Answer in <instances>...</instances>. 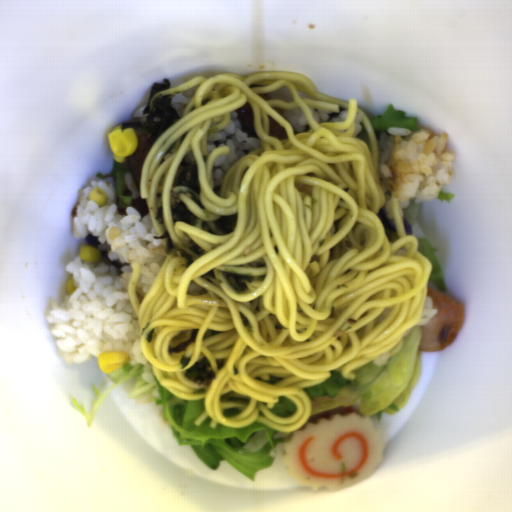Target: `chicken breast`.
Masks as SVG:
<instances>
[{
    "mask_svg": "<svg viewBox=\"0 0 512 512\" xmlns=\"http://www.w3.org/2000/svg\"><path fill=\"white\" fill-rule=\"evenodd\" d=\"M426 296L431 297L432 306L437 309V315L426 325H420L423 336L419 350L420 352H439L450 346L460 335L465 321L464 306L428 285Z\"/></svg>",
    "mask_w": 512,
    "mask_h": 512,
    "instance_id": "obj_1",
    "label": "chicken breast"
}]
</instances>
